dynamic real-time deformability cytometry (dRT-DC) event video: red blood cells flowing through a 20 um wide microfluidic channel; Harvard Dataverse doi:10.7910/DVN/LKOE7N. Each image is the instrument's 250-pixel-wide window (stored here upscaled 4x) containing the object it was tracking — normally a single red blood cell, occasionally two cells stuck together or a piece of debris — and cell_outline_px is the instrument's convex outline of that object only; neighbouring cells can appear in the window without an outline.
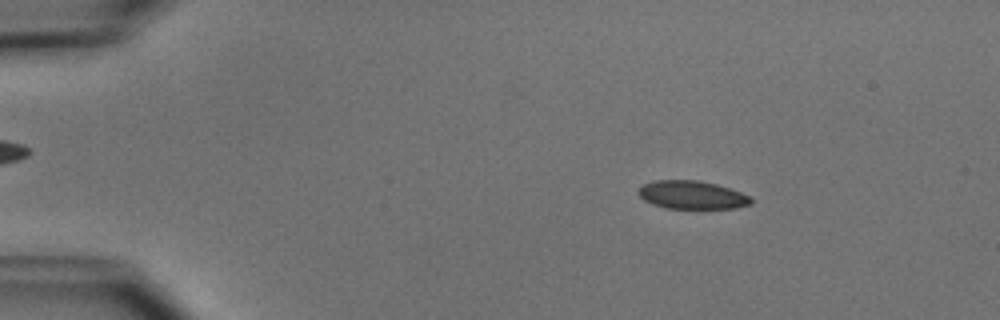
{"species": "common noctule bat (a hibernating species)", "species_latin": "Nyctalus noctula", "temperature_condition": "cold", "stored_images_in_passage": 4, "camera_frame_rate_fps": 3000, "um_per_image_px": 0.085, "animal": {"sex": "male", "body_mass_g": 15.6}, "frame": {"image": 1, "passage_image": 2, "time_ms": 1.333, "image_size_px": [1000, 320], "cell_outline_px": [[752, 204], [736, 208], [668, 208], [652, 204], [644, 200], [636, 192], [644, 184], [656, 180], [700, 180], [716, 184], [752, 196]], "centroid_in_image_um": [58.83, 16.57], "position_along_channel_um": 26.2, "area_um2": 18.5}}